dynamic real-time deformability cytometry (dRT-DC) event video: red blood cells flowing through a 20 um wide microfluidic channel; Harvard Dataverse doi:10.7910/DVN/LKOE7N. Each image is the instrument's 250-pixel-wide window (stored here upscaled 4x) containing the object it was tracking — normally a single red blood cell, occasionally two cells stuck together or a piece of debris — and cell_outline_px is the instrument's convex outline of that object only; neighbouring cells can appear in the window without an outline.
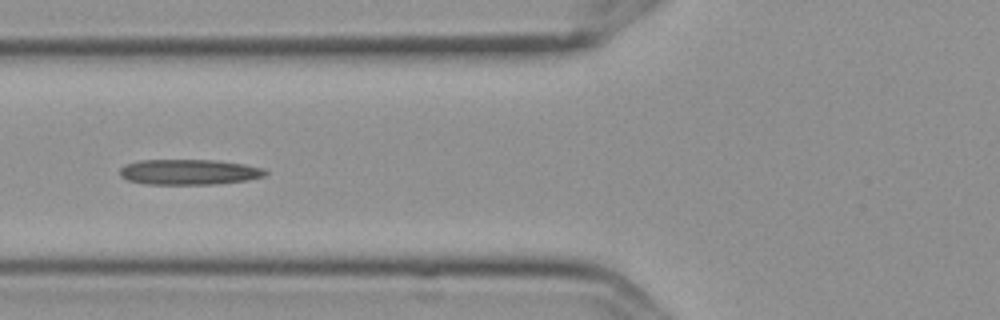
{"species": "Egyptian fruit bat (a non-hibernating species)", "species_latin": "Rousettus aegyptiacus", "temperature_condition": "cold", "stored_images_in_passage": 11, "camera_frame_rate_fps": 3000, "um_per_image_px": 0.085, "frame": {"image": 1, "passage_image": 7, "time_ms": 2.0, "image_size_px": [1000, 320], "cell_outline_px": [[268, 172], [264, 176], [248, 180], [216, 184], [144, 184], [128, 180], [120, 176], [120, 168], [124, 164], [140, 160], [216, 160], [244, 164], [264, 168]], "centroid_in_image_um": [16.06, 14.62], "position_along_channel_um": 109.7, "area_um2": 21.68}}
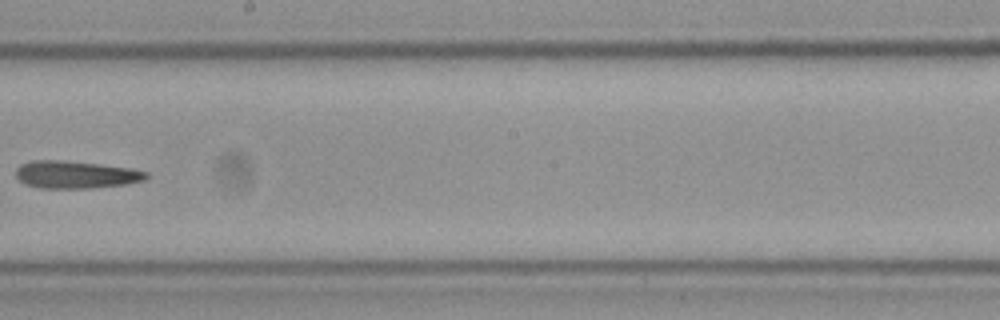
{"frame": {"image": 2, "passage_image": 10, "time_ms": 3.0, "image_size_px": [1000, 320], "cell_outline_px": [[148, 176], [144, 180], [124, 184], [92, 188], [40, 188], [24, 184], [16, 176], [16, 168], [20, 164], [32, 160], [60, 160], [96, 164], [128, 168], [148, 172]], "centroid_in_image_um": [6.38, 14.85], "position_along_channel_um": 241.8, "area_um2": 20.69}}
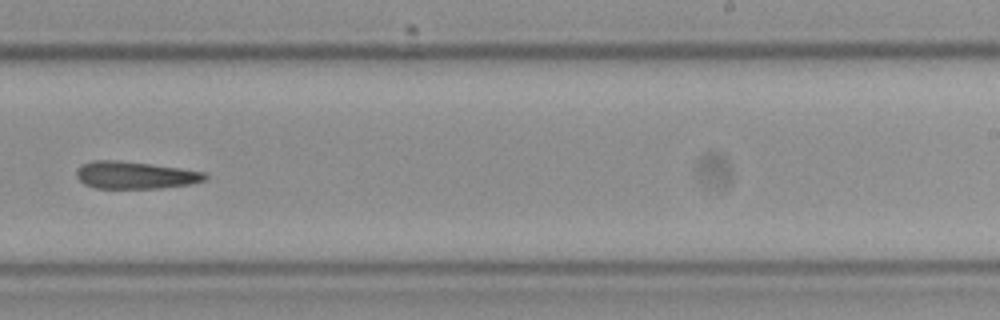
{"frame": {"image": 3, "passage_image": 11, "time_ms": 3.333, "image_size_px": [1000, 320], "cell_outline_px": [[208, 176], [204, 180], [188, 184], [160, 188], [96, 188], [84, 184], [76, 176], [76, 168], [80, 164], [92, 160], [116, 160], [180, 168], [204, 172]], "centroid_in_image_um": [11.42, 14.88], "position_along_channel_um": 277.6, "area_um2": 20.35}}